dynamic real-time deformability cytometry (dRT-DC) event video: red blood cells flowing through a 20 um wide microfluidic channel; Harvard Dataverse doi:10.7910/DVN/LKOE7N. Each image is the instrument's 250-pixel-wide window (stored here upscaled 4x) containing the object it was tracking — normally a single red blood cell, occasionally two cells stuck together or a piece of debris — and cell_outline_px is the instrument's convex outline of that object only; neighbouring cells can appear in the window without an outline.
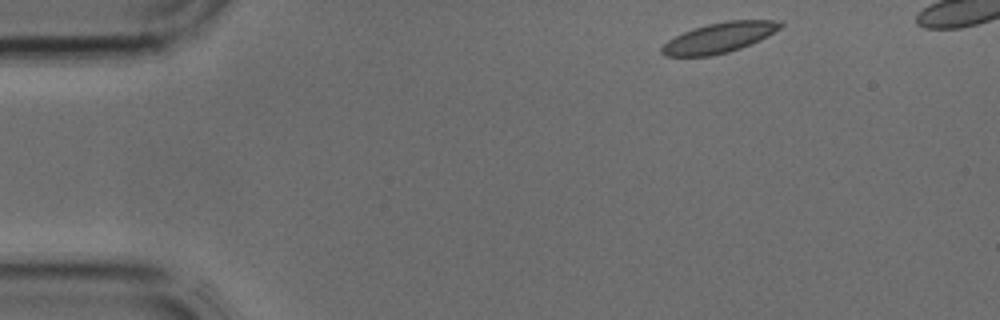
{"species": "common noctule bat (a hibernating species)", "species_latin": "Nyctalus noctula", "temperature_condition": "cold", "stored_images_in_passage": 4, "camera_frame_rate_fps": 3000, "um_per_image_px": 0.085, "animal": {"sex": "male", "body_mass_g": 17.9, "forearm_length_mm": 54.2}, "frame": {"image": 1, "passage_image": 1, "time_ms": 0.0, "image_size_px": [1000, 320], "cell_outline_px": [[784, 24], [780, 28], [768, 36], [760, 40], [740, 48], [728, 52], [712, 56], [664, 56], [660, 52], [660, 48], [668, 40], [684, 32], [708, 24], [728, 20], [780, 20]], "centroid_in_image_um": [61.15, 3.21], "position_along_channel_um": 23.9, "area_um2": 20.75}}